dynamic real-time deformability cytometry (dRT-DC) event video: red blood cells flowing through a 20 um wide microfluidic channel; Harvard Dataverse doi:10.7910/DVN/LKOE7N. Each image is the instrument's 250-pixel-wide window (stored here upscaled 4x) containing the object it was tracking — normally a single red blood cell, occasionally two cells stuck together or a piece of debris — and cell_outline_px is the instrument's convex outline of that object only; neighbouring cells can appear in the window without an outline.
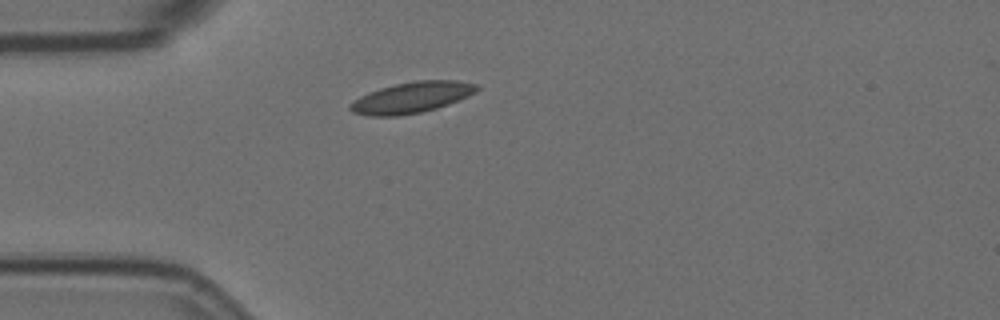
{"species": "Egyptian fruit bat (a non-hibernating species)", "species_latin": "Rousettus aegyptiacus", "temperature_condition": "room temperature", "stored_images_in_passage": 1, "camera_frame_rate_fps": 3000, "um_per_image_px": 0.085, "animal": {"sex": "female"}, "frame": {"image": 1, "passage_image": 1, "time_ms": 0.0, "image_size_px": [1000, 320], "cell_outline_px": [[480, 88], [476, 92], [468, 96], [448, 104], [436, 108], [420, 112], [396, 116], [368, 116], [352, 112], [348, 108], [360, 96], [368, 92], [380, 88], [396, 84], [416, 80], [456, 80], [480, 84]], "centroid_in_image_um": [35.03, 8.27], "position_along_channel_um": 50.0, "area_um2": 22.77}}